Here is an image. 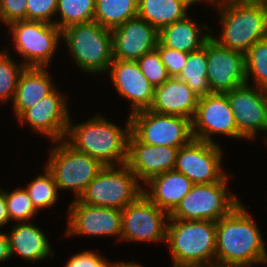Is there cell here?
<instances>
[{
	"label": "cell",
	"instance_id": "obj_16",
	"mask_svg": "<svg viewBox=\"0 0 267 267\" xmlns=\"http://www.w3.org/2000/svg\"><path fill=\"white\" fill-rule=\"evenodd\" d=\"M68 211L67 236H119L121 237L122 210L92 206L73 200Z\"/></svg>",
	"mask_w": 267,
	"mask_h": 267
},
{
	"label": "cell",
	"instance_id": "obj_14",
	"mask_svg": "<svg viewBox=\"0 0 267 267\" xmlns=\"http://www.w3.org/2000/svg\"><path fill=\"white\" fill-rule=\"evenodd\" d=\"M226 94L239 139H254L259 131H267V100L264 89L254 86L252 88L245 83Z\"/></svg>",
	"mask_w": 267,
	"mask_h": 267
},
{
	"label": "cell",
	"instance_id": "obj_38",
	"mask_svg": "<svg viewBox=\"0 0 267 267\" xmlns=\"http://www.w3.org/2000/svg\"><path fill=\"white\" fill-rule=\"evenodd\" d=\"M112 263L108 262L105 257L92 251L80 252L73 257L65 265L66 267H110Z\"/></svg>",
	"mask_w": 267,
	"mask_h": 267
},
{
	"label": "cell",
	"instance_id": "obj_25",
	"mask_svg": "<svg viewBox=\"0 0 267 267\" xmlns=\"http://www.w3.org/2000/svg\"><path fill=\"white\" fill-rule=\"evenodd\" d=\"M202 27L193 22L187 15L184 19L162 28L159 31L158 41L163 46L173 50L185 53L195 52L203 48L211 38L209 32L204 34L201 30H209V28L205 25Z\"/></svg>",
	"mask_w": 267,
	"mask_h": 267
},
{
	"label": "cell",
	"instance_id": "obj_4",
	"mask_svg": "<svg viewBox=\"0 0 267 267\" xmlns=\"http://www.w3.org/2000/svg\"><path fill=\"white\" fill-rule=\"evenodd\" d=\"M168 220L166 241L171 250L173 267L215 264V221Z\"/></svg>",
	"mask_w": 267,
	"mask_h": 267
},
{
	"label": "cell",
	"instance_id": "obj_11",
	"mask_svg": "<svg viewBox=\"0 0 267 267\" xmlns=\"http://www.w3.org/2000/svg\"><path fill=\"white\" fill-rule=\"evenodd\" d=\"M169 214L143 193L122 209L121 238L127 241L166 242Z\"/></svg>",
	"mask_w": 267,
	"mask_h": 267
},
{
	"label": "cell",
	"instance_id": "obj_39",
	"mask_svg": "<svg viewBox=\"0 0 267 267\" xmlns=\"http://www.w3.org/2000/svg\"><path fill=\"white\" fill-rule=\"evenodd\" d=\"M10 222L6 205V191L0 188V227Z\"/></svg>",
	"mask_w": 267,
	"mask_h": 267
},
{
	"label": "cell",
	"instance_id": "obj_40",
	"mask_svg": "<svg viewBox=\"0 0 267 267\" xmlns=\"http://www.w3.org/2000/svg\"><path fill=\"white\" fill-rule=\"evenodd\" d=\"M10 247L7 233L0 232V262L10 259Z\"/></svg>",
	"mask_w": 267,
	"mask_h": 267
},
{
	"label": "cell",
	"instance_id": "obj_28",
	"mask_svg": "<svg viewBox=\"0 0 267 267\" xmlns=\"http://www.w3.org/2000/svg\"><path fill=\"white\" fill-rule=\"evenodd\" d=\"M177 78L184 81L199 97L211 93L207 80V42L200 50L188 54Z\"/></svg>",
	"mask_w": 267,
	"mask_h": 267
},
{
	"label": "cell",
	"instance_id": "obj_23",
	"mask_svg": "<svg viewBox=\"0 0 267 267\" xmlns=\"http://www.w3.org/2000/svg\"><path fill=\"white\" fill-rule=\"evenodd\" d=\"M46 69L47 67H25L21 72L12 103L16 117L33 107L55 88Z\"/></svg>",
	"mask_w": 267,
	"mask_h": 267
},
{
	"label": "cell",
	"instance_id": "obj_18",
	"mask_svg": "<svg viewBox=\"0 0 267 267\" xmlns=\"http://www.w3.org/2000/svg\"><path fill=\"white\" fill-rule=\"evenodd\" d=\"M178 150L177 147L142 143L130 133L125 164L137 180L146 183L155 176L174 170Z\"/></svg>",
	"mask_w": 267,
	"mask_h": 267
},
{
	"label": "cell",
	"instance_id": "obj_2",
	"mask_svg": "<svg viewBox=\"0 0 267 267\" xmlns=\"http://www.w3.org/2000/svg\"><path fill=\"white\" fill-rule=\"evenodd\" d=\"M127 119L125 130L100 114L74 126L70 120L64 140L76 151L92 156L104 166L125 164L131 133L130 117Z\"/></svg>",
	"mask_w": 267,
	"mask_h": 267
},
{
	"label": "cell",
	"instance_id": "obj_32",
	"mask_svg": "<svg viewBox=\"0 0 267 267\" xmlns=\"http://www.w3.org/2000/svg\"><path fill=\"white\" fill-rule=\"evenodd\" d=\"M0 52V102H7L14 99L17 83L21 72L26 67L18 65L8 56L7 50Z\"/></svg>",
	"mask_w": 267,
	"mask_h": 267
},
{
	"label": "cell",
	"instance_id": "obj_42",
	"mask_svg": "<svg viewBox=\"0 0 267 267\" xmlns=\"http://www.w3.org/2000/svg\"><path fill=\"white\" fill-rule=\"evenodd\" d=\"M209 1V3H225V2H231V1H258V0H207V2Z\"/></svg>",
	"mask_w": 267,
	"mask_h": 267
},
{
	"label": "cell",
	"instance_id": "obj_6",
	"mask_svg": "<svg viewBox=\"0 0 267 267\" xmlns=\"http://www.w3.org/2000/svg\"><path fill=\"white\" fill-rule=\"evenodd\" d=\"M118 168L115 165L104 166L78 200L92 206L119 210L133 203L143 193V188L126 164Z\"/></svg>",
	"mask_w": 267,
	"mask_h": 267
},
{
	"label": "cell",
	"instance_id": "obj_36",
	"mask_svg": "<svg viewBox=\"0 0 267 267\" xmlns=\"http://www.w3.org/2000/svg\"><path fill=\"white\" fill-rule=\"evenodd\" d=\"M156 49L158 50L163 65L167 68L170 77H178L185 65L188 54L178 50H173L163 46L159 41Z\"/></svg>",
	"mask_w": 267,
	"mask_h": 267
},
{
	"label": "cell",
	"instance_id": "obj_30",
	"mask_svg": "<svg viewBox=\"0 0 267 267\" xmlns=\"http://www.w3.org/2000/svg\"><path fill=\"white\" fill-rule=\"evenodd\" d=\"M246 78H254L253 85L258 88H267V37L257 41L245 53Z\"/></svg>",
	"mask_w": 267,
	"mask_h": 267
},
{
	"label": "cell",
	"instance_id": "obj_26",
	"mask_svg": "<svg viewBox=\"0 0 267 267\" xmlns=\"http://www.w3.org/2000/svg\"><path fill=\"white\" fill-rule=\"evenodd\" d=\"M191 4V0H138L137 17L159 32L169 24L184 19Z\"/></svg>",
	"mask_w": 267,
	"mask_h": 267
},
{
	"label": "cell",
	"instance_id": "obj_8",
	"mask_svg": "<svg viewBox=\"0 0 267 267\" xmlns=\"http://www.w3.org/2000/svg\"><path fill=\"white\" fill-rule=\"evenodd\" d=\"M226 175L221 181L210 184H193L169 219L185 221H218L229 215L241 202L227 190Z\"/></svg>",
	"mask_w": 267,
	"mask_h": 267
},
{
	"label": "cell",
	"instance_id": "obj_37",
	"mask_svg": "<svg viewBox=\"0 0 267 267\" xmlns=\"http://www.w3.org/2000/svg\"><path fill=\"white\" fill-rule=\"evenodd\" d=\"M27 0H0V20L7 26L26 20Z\"/></svg>",
	"mask_w": 267,
	"mask_h": 267
},
{
	"label": "cell",
	"instance_id": "obj_15",
	"mask_svg": "<svg viewBox=\"0 0 267 267\" xmlns=\"http://www.w3.org/2000/svg\"><path fill=\"white\" fill-rule=\"evenodd\" d=\"M207 80L211 93H226L247 83L245 54L207 41Z\"/></svg>",
	"mask_w": 267,
	"mask_h": 267
},
{
	"label": "cell",
	"instance_id": "obj_19",
	"mask_svg": "<svg viewBox=\"0 0 267 267\" xmlns=\"http://www.w3.org/2000/svg\"><path fill=\"white\" fill-rule=\"evenodd\" d=\"M113 58L137 61L156 49L159 32L139 17L111 29Z\"/></svg>",
	"mask_w": 267,
	"mask_h": 267
},
{
	"label": "cell",
	"instance_id": "obj_27",
	"mask_svg": "<svg viewBox=\"0 0 267 267\" xmlns=\"http://www.w3.org/2000/svg\"><path fill=\"white\" fill-rule=\"evenodd\" d=\"M137 12L138 0H96L94 21L111 30L136 18Z\"/></svg>",
	"mask_w": 267,
	"mask_h": 267
},
{
	"label": "cell",
	"instance_id": "obj_29",
	"mask_svg": "<svg viewBox=\"0 0 267 267\" xmlns=\"http://www.w3.org/2000/svg\"><path fill=\"white\" fill-rule=\"evenodd\" d=\"M96 0H57V13L61 21L54 24L62 31L68 26L94 21Z\"/></svg>",
	"mask_w": 267,
	"mask_h": 267
},
{
	"label": "cell",
	"instance_id": "obj_10",
	"mask_svg": "<svg viewBox=\"0 0 267 267\" xmlns=\"http://www.w3.org/2000/svg\"><path fill=\"white\" fill-rule=\"evenodd\" d=\"M15 50L24 56L26 67H47L56 51L62 31L42 21L21 20L10 23Z\"/></svg>",
	"mask_w": 267,
	"mask_h": 267
},
{
	"label": "cell",
	"instance_id": "obj_3",
	"mask_svg": "<svg viewBox=\"0 0 267 267\" xmlns=\"http://www.w3.org/2000/svg\"><path fill=\"white\" fill-rule=\"evenodd\" d=\"M221 14L220 46L246 53L257 41L267 37V0L231 1L215 4Z\"/></svg>",
	"mask_w": 267,
	"mask_h": 267
},
{
	"label": "cell",
	"instance_id": "obj_35",
	"mask_svg": "<svg viewBox=\"0 0 267 267\" xmlns=\"http://www.w3.org/2000/svg\"><path fill=\"white\" fill-rule=\"evenodd\" d=\"M57 0H27L26 20L42 21L50 24L56 14Z\"/></svg>",
	"mask_w": 267,
	"mask_h": 267
},
{
	"label": "cell",
	"instance_id": "obj_1",
	"mask_svg": "<svg viewBox=\"0 0 267 267\" xmlns=\"http://www.w3.org/2000/svg\"><path fill=\"white\" fill-rule=\"evenodd\" d=\"M260 232L240 203L229 215L216 221L215 264L253 267L257 263H267V251Z\"/></svg>",
	"mask_w": 267,
	"mask_h": 267
},
{
	"label": "cell",
	"instance_id": "obj_43",
	"mask_svg": "<svg viewBox=\"0 0 267 267\" xmlns=\"http://www.w3.org/2000/svg\"><path fill=\"white\" fill-rule=\"evenodd\" d=\"M182 267H221V266L214 264V265H207V266H182Z\"/></svg>",
	"mask_w": 267,
	"mask_h": 267
},
{
	"label": "cell",
	"instance_id": "obj_21",
	"mask_svg": "<svg viewBox=\"0 0 267 267\" xmlns=\"http://www.w3.org/2000/svg\"><path fill=\"white\" fill-rule=\"evenodd\" d=\"M198 100L199 96L184 81L170 77L162 85L155 87L149 110L192 120Z\"/></svg>",
	"mask_w": 267,
	"mask_h": 267
},
{
	"label": "cell",
	"instance_id": "obj_5",
	"mask_svg": "<svg viewBox=\"0 0 267 267\" xmlns=\"http://www.w3.org/2000/svg\"><path fill=\"white\" fill-rule=\"evenodd\" d=\"M61 38L81 70L106 73L114 59L110 29L95 21L78 23L63 29Z\"/></svg>",
	"mask_w": 267,
	"mask_h": 267
},
{
	"label": "cell",
	"instance_id": "obj_12",
	"mask_svg": "<svg viewBox=\"0 0 267 267\" xmlns=\"http://www.w3.org/2000/svg\"><path fill=\"white\" fill-rule=\"evenodd\" d=\"M222 150L215 143L192 139L181 146L174 170L189 178L193 184H210L221 181L226 174L221 165Z\"/></svg>",
	"mask_w": 267,
	"mask_h": 267
},
{
	"label": "cell",
	"instance_id": "obj_20",
	"mask_svg": "<svg viewBox=\"0 0 267 267\" xmlns=\"http://www.w3.org/2000/svg\"><path fill=\"white\" fill-rule=\"evenodd\" d=\"M107 71L118 93L132 102L130 114L150 108L155 87L141 72L137 61L114 58Z\"/></svg>",
	"mask_w": 267,
	"mask_h": 267
},
{
	"label": "cell",
	"instance_id": "obj_44",
	"mask_svg": "<svg viewBox=\"0 0 267 267\" xmlns=\"http://www.w3.org/2000/svg\"><path fill=\"white\" fill-rule=\"evenodd\" d=\"M264 93H265V97H266V100H267V88L264 89Z\"/></svg>",
	"mask_w": 267,
	"mask_h": 267
},
{
	"label": "cell",
	"instance_id": "obj_22",
	"mask_svg": "<svg viewBox=\"0 0 267 267\" xmlns=\"http://www.w3.org/2000/svg\"><path fill=\"white\" fill-rule=\"evenodd\" d=\"M145 185L151 187V191L144 188L143 194L170 215L190 192L193 183L182 173L170 170L153 177Z\"/></svg>",
	"mask_w": 267,
	"mask_h": 267
},
{
	"label": "cell",
	"instance_id": "obj_24",
	"mask_svg": "<svg viewBox=\"0 0 267 267\" xmlns=\"http://www.w3.org/2000/svg\"><path fill=\"white\" fill-rule=\"evenodd\" d=\"M7 236L11 257L17 253L26 260L39 261L53 256L44 232L30 222H16Z\"/></svg>",
	"mask_w": 267,
	"mask_h": 267
},
{
	"label": "cell",
	"instance_id": "obj_33",
	"mask_svg": "<svg viewBox=\"0 0 267 267\" xmlns=\"http://www.w3.org/2000/svg\"><path fill=\"white\" fill-rule=\"evenodd\" d=\"M6 205L10 220H15L17 223L27 222L37 213L24 188L18 187L11 193L6 191Z\"/></svg>",
	"mask_w": 267,
	"mask_h": 267
},
{
	"label": "cell",
	"instance_id": "obj_45",
	"mask_svg": "<svg viewBox=\"0 0 267 267\" xmlns=\"http://www.w3.org/2000/svg\"><path fill=\"white\" fill-rule=\"evenodd\" d=\"M193 3L200 2L201 0H191ZM207 1V0H206Z\"/></svg>",
	"mask_w": 267,
	"mask_h": 267
},
{
	"label": "cell",
	"instance_id": "obj_41",
	"mask_svg": "<svg viewBox=\"0 0 267 267\" xmlns=\"http://www.w3.org/2000/svg\"><path fill=\"white\" fill-rule=\"evenodd\" d=\"M110 267H142V266H140L139 264H136L135 262L133 263H129V262H127V263H122V262H120V263H118V262H114V263H112L111 265H110Z\"/></svg>",
	"mask_w": 267,
	"mask_h": 267
},
{
	"label": "cell",
	"instance_id": "obj_31",
	"mask_svg": "<svg viewBox=\"0 0 267 267\" xmlns=\"http://www.w3.org/2000/svg\"><path fill=\"white\" fill-rule=\"evenodd\" d=\"M44 170L45 175L37 176L25 188L36 210L52 206L58 197L59 189L52 174L46 167Z\"/></svg>",
	"mask_w": 267,
	"mask_h": 267
},
{
	"label": "cell",
	"instance_id": "obj_7",
	"mask_svg": "<svg viewBox=\"0 0 267 267\" xmlns=\"http://www.w3.org/2000/svg\"><path fill=\"white\" fill-rule=\"evenodd\" d=\"M56 142L58 144L50 148L44 167L52 174L60 191L73 190L78 199L104 165L92 156L76 151L65 140Z\"/></svg>",
	"mask_w": 267,
	"mask_h": 267
},
{
	"label": "cell",
	"instance_id": "obj_13",
	"mask_svg": "<svg viewBox=\"0 0 267 267\" xmlns=\"http://www.w3.org/2000/svg\"><path fill=\"white\" fill-rule=\"evenodd\" d=\"M194 139L215 143L211 134L238 138L237 125L226 93H210L199 97L191 120Z\"/></svg>",
	"mask_w": 267,
	"mask_h": 267
},
{
	"label": "cell",
	"instance_id": "obj_9",
	"mask_svg": "<svg viewBox=\"0 0 267 267\" xmlns=\"http://www.w3.org/2000/svg\"><path fill=\"white\" fill-rule=\"evenodd\" d=\"M131 133L142 143L180 148L192 139L191 120L149 109L129 114Z\"/></svg>",
	"mask_w": 267,
	"mask_h": 267
},
{
	"label": "cell",
	"instance_id": "obj_34",
	"mask_svg": "<svg viewBox=\"0 0 267 267\" xmlns=\"http://www.w3.org/2000/svg\"><path fill=\"white\" fill-rule=\"evenodd\" d=\"M137 63L141 72L154 87L162 85L170 78L157 49L143 55Z\"/></svg>",
	"mask_w": 267,
	"mask_h": 267
},
{
	"label": "cell",
	"instance_id": "obj_17",
	"mask_svg": "<svg viewBox=\"0 0 267 267\" xmlns=\"http://www.w3.org/2000/svg\"><path fill=\"white\" fill-rule=\"evenodd\" d=\"M65 100V96L54 88L33 107L25 110L18 120L22 124L29 123L34 131L47 135L53 142L64 140L70 121Z\"/></svg>",
	"mask_w": 267,
	"mask_h": 267
}]
</instances>
